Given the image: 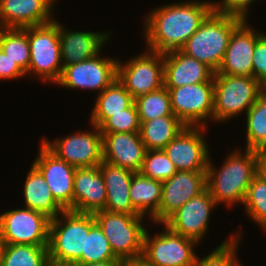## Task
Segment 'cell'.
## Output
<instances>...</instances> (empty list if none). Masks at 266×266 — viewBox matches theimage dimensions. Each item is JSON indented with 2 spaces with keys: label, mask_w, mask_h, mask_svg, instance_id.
I'll return each instance as SVG.
<instances>
[{
  "label": "cell",
  "mask_w": 266,
  "mask_h": 266,
  "mask_svg": "<svg viewBox=\"0 0 266 266\" xmlns=\"http://www.w3.org/2000/svg\"><path fill=\"white\" fill-rule=\"evenodd\" d=\"M189 0L157 7L145 18L147 50L161 54L180 50L214 10V1Z\"/></svg>",
  "instance_id": "6da1fadb"
},
{
  "label": "cell",
  "mask_w": 266,
  "mask_h": 266,
  "mask_svg": "<svg viewBox=\"0 0 266 266\" xmlns=\"http://www.w3.org/2000/svg\"><path fill=\"white\" fill-rule=\"evenodd\" d=\"M209 158L206 170V188L214 201L218 204H228L232 207L236 203H244L249 185L257 175L258 151L233 149L228 154L220 169L212 165Z\"/></svg>",
  "instance_id": "7a4b0ae2"
},
{
  "label": "cell",
  "mask_w": 266,
  "mask_h": 266,
  "mask_svg": "<svg viewBox=\"0 0 266 266\" xmlns=\"http://www.w3.org/2000/svg\"><path fill=\"white\" fill-rule=\"evenodd\" d=\"M244 19L220 13L215 9L201 23L198 30L180 49L185 55L218 70L233 31Z\"/></svg>",
  "instance_id": "3957f363"
},
{
  "label": "cell",
  "mask_w": 266,
  "mask_h": 266,
  "mask_svg": "<svg viewBox=\"0 0 266 266\" xmlns=\"http://www.w3.org/2000/svg\"><path fill=\"white\" fill-rule=\"evenodd\" d=\"M61 217V218H60ZM96 223L93 214L64 210L50 220L49 262L74 265L85 253L86 235Z\"/></svg>",
  "instance_id": "277c9868"
},
{
  "label": "cell",
  "mask_w": 266,
  "mask_h": 266,
  "mask_svg": "<svg viewBox=\"0 0 266 266\" xmlns=\"http://www.w3.org/2000/svg\"><path fill=\"white\" fill-rule=\"evenodd\" d=\"M265 89L254 77L214 74L213 121L224 122L247 112Z\"/></svg>",
  "instance_id": "5b68a950"
},
{
  "label": "cell",
  "mask_w": 266,
  "mask_h": 266,
  "mask_svg": "<svg viewBox=\"0 0 266 266\" xmlns=\"http://www.w3.org/2000/svg\"><path fill=\"white\" fill-rule=\"evenodd\" d=\"M108 239L114 255L120 260L139 259L143 254L145 216L99 211L93 214Z\"/></svg>",
  "instance_id": "8992f818"
},
{
  "label": "cell",
  "mask_w": 266,
  "mask_h": 266,
  "mask_svg": "<svg viewBox=\"0 0 266 266\" xmlns=\"http://www.w3.org/2000/svg\"><path fill=\"white\" fill-rule=\"evenodd\" d=\"M30 64L26 74L57 83L63 70L60 50L59 23L28 27Z\"/></svg>",
  "instance_id": "52a82bcc"
},
{
  "label": "cell",
  "mask_w": 266,
  "mask_h": 266,
  "mask_svg": "<svg viewBox=\"0 0 266 266\" xmlns=\"http://www.w3.org/2000/svg\"><path fill=\"white\" fill-rule=\"evenodd\" d=\"M160 225L165 229L156 236L146 230L142 258L152 266H194L197 255L193 248L199 244Z\"/></svg>",
  "instance_id": "ba28073f"
},
{
  "label": "cell",
  "mask_w": 266,
  "mask_h": 266,
  "mask_svg": "<svg viewBox=\"0 0 266 266\" xmlns=\"http://www.w3.org/2000/svg\"><path fill=\"white\" fill-rule=\"evenodd\" d=\"M130 59L118 60L117 79L134 99L164 86V54L145 50Z\"/></svg>",
  "instance_id": "9c48e42d"
},
{
  "label": "cell",
  "mask_w": 266,
  "mask_h": 266,
  "mask_svg": "<svg viewBox=\"0 0 266 266\" xmlns=\"http://www.w3.org/2000/svg\"><path fill=\"white\" fill-rule=\"evenodd\" d=\"M50 218L29 208L0 213V237L5 244L48 246Z\"/></svg>",
  "instance_id": "30bf717a"
},
{
  "label": "cell",
  "mask_w": 266,
  "mask_h": 266,
  "mask_svg": "<svg viewBox=\"0 0 266 266\" xmlns=\"http://www.w3.org/2000/svg\"><path fill=\"white\" fill-rule=\"evenodd\" d=\"M91 127V131H78L54 141L43 137L41 142L75 168L96 167L103 161V136L96 125Z\"/></svg>",
  "instance_id": "8fae6325"
},
{
  "label": "cell",
  "mask_w": 266,
  "mask_h": 266,
  "mask_svg": "<svg viewBox=\"0 0 266 266\" xmlns=\"http://www.w3.org/2000/svg\"><path fill=\"white\" fill-rule=\"evenodd\" d=\"M167 89L173 114L186 126L207 127L206 120H213L214 82Z\"/></svg>",
  "instance_id": "7c38bea8"
},
{
  "label": "cell",
  "mask_w": 266,
  "mask_h": 266,
  "mask_svg": "<svg viewBox=\"0 0 266 266\" xmlns=\"http://www.w3.org/2000/svg\"><path fill=\"white\" fill-rule=\"evenodd\" d=\"M91 57L63 67L62 74L56 84L68 89L97 90L100 94L117 79L116 58Z\"/></svg>",
  "instance_id": "4fadbf2b"
},
{
  "label": "cell",
  "mask_w": 266,
  "mask_h": 266,
  "mask_svg": "<svg viewBox=\"0 0 266 266\" xmlns=\"http://www.w3.org/2000/svg\"><path fill=\"white\" fill-rule=\"evenodd\" d=\"M208 127L185 126L164 148L177 171H206L210 158L205 136ZM206 130V131H205Z\"/></svg>",
  "instance_id": "5bb4252c"
},
{
  "label": "cell",
  "mask_w": 266,
  "mask_h": 266,
  "mask_svg": "<svg viewBox=\"0 0 266 266\" xmlns=\"http://www.w3.org/2000/svg\"><path fill=\"white\" fill-rule=\"evenodd\" d=\"M217 203L206 188L172 213L163 224L176 234L195 240L205 237L209 228V218Z\"/></svg>",
  "instance_id": "9a60e30c"
},
{
  "label": "cell",
  "mask_w": 266,
  "mask_h": 266,
  "mask_svg": "<svg viewBox=\"0 0 266 266\" xmlns=\"http://www.w3.org/2000/svg\"><path fill=\"white\" fill-rule=\"evenodd\" d=\"M206 189V171H177L162 182L158 213L151 219L163 223L172 213Z\"/></svg>",
  "instance_id": "2e32d148"
},
{
  "label": "cell",
  "mask_w": 266,
  "mask_h": 266,
  "mask_svg": "<svg viewBox=\"0 0 266 266\" xmlns=\"http://www.w3.org/2000/svg\"><path fill=\"white\" fill-rule=\"evenodd\" d=\"M33 165L41 172L55 201L73 211V182L75 167L58 158L42 142Z\"/></svg>",
  "instance_id": "e0dca14e"
},
{
  "label": "cell",
  "mask_w": 266,
  "mask_h": 266,
  "mask_svg": "<svg viewBox=\"0 0 266 266\" xmlns=\"http://www.w3.org/2000/svg\"><path fill=\"white\" fill-rule=\"evenodd\" d=\"M244 20L232 33L223 60L215 74L253 77L252 58L257 39L262 35Z\"/></svg>",
  "instance_id": "ac0fdd59"
},
{
  "label": "cell",
  "mask_w": 266,
  "mask_h": 266,
  "mask_svg": "<svg viewBox=\"0 0 266 266\" xmlns=\"http://www.w3.org/2000/svg\"><path fill=\"white\" fill-rule=\"evenodd\" d=\"M56 0H0V28H26L52 22Z\"/></svg>",
  "instance_id": "d6986e66"
},
{
  "label": "cell",
  "mask_w": 266,
  "mask_h": 266,
  "mask_svg": "<svg viewBox=\"0 0 266 266\" xmlns=\"http://www.w3.org/2000/svg\"><path fill=\"white\" fill-rule=\"evenodd\" d=\"M103 136V160L109 164L139 172L146 148L139 132L101 133Z\"/></svg>",
  "instance_id": "ffe728a7"
},
{
  "label": "cell",
  "mask_w": 266,
  "mask_h": 266,
  "mask_svg": "<svg viewBox=\"0 0 266 266\" xmlns=\"http://www.w3.org/2000/svg\"><path fill=\"white\" fill-rule=\"evenodd\" d=\"M106 186L99 166L76 168L73 182V211L94 214L106 206Z\"/></svg>",
  "instance_id": "44dd1931"
},
{
  "label": "cell",
  "mask_w": 266,
  "mask_h": 266,
  "mask_svg": "<svg viewBox=\"0 0 266 266\" xmlns=\"http://www.w3.org/2000/svg\"><path fill=\"white\" fill-rule=\"evenodd\" d=\"M215 71L180 50L164 53V86L175 88L201 82H214Z\"/></svg>",
  "instance_id": "7402d4cb"
},
{
  "label": "cell",
  "mask_w": 266,
  "mask_h": 266,
  "mask_svg": "<svg viewBox=\"0 0 266 266\" xmlns=\"http://www.w3.org/2000/svg\"><path fill=\"white\" fill-rule=\"evenodd\" d=\"M59 23V38L61 60L63 67L66 65L82 62L91 57L100 55L101 48L107 43L111 31L90 32L88 31H67Z\"/></svg>",
  "instance_id": "603a6c76"
},
{
  "label": "cell",
  "mask_w": 266,
  "mask_h": 266,
  "mask_svg": "<svg viewBox=\"0 0 266 266\" xmlns=\"http://www.w3.org/2000/svg\"><path fill=\"white\" fill-rule=\"evenodd\" d=\"M100 172L106 186V211L140 215L130 201L132 171L105 162L99 164Z\"/></svg>",
  "instance_id": "cb8c5ba5"
},
{
  "label": "cell",
  "mask_w": 266,
  "mask_h": 266,
  "mask_svg": "<svg viewBox=\"0 0 266 266\" xmlns=\"http://www.w3.org/2000/svg\"><path fill=\"white\" fill-rule=\"evenodd\" d=\"M25 208L56 218L64 209L55 201L41 172L32 164L23 185Z\"/></svg>",
  "instance_id": "d4e9b609"
},
{
  "label": "cell",
  "mask_w": 266,
  "mask_h": 266,
  "mask_svg": "<svg viewBox=\"0 0 266 266\" xmlns=\"http://www.w3.org/2000/svg\"><path fill=\"white\" fill-rule=\"evenodd\" d=\"M90 117V124L98 128L113 114L129 108L134 103L133 96L125 89L123 84L114 80L106 89L96 97Z\"/></svg>",
  "instance_id": "484cf974"
},
{
  "label": "cell",
  "mask_w": 266,
  "mask_h": 266,
  "mask_svg": "<svg viewBox=\"0 0 266 266\" xmlns=\"http://www.w3.org/2000/svg\"><path fill=\"white\" fill-rule=\"evenodd\" d=\"M130 201L137 212L153 218L159 211L162 198V182L134 172L130 185Z\"/></svg>",
  "instance_id": "4316f807"
},
{
  "label": "cell",
  "mask_w": 266,
  "mask_h": 266,
  "mask_svg": "<svg viewBox=\"0 0 266 266\" xmlns=\"http://www.w3.org/2000/svg\"><path fill=\"white\" fill-rule=\"evenodd\" d=\"M186 125L175 115L140 123V136L146 150H163Z\"/></svg>",
  "instance_id": "83f0119b"
},
{
  "label": "cell",
  "mask_w": 266,
  "mask_h": 266,
  "mask_svg": "<svg viewBox=\"0 0 266 266\" xmlns=\"http://www.w3.org/2000/svg\"><path fill=\"white\" fill-rule=\"evenodd\" d=\"M246 149H266V89L246 112Z\"/></svg>",
  "instance_id": "f1b7e54d"
},
{
  "label": "cell",
  "mask_w": 266,
  "mask_h": 266,
  "mask_svg": "<svg viewBox=\"0 0 266 266\" xmlns=\"http://www.w3.org/2000/svg\"><path fill=\"white\" fill-rule=\"evenodd\" d=\"M0 48L25 72L30 64L28 27L0 28Z\"/></svg>",
  "instance_id": "f546056e"
},
{
  "label": "cell",
  "mask_w": 266,
  "mask_h": 266,
  "mask_svg": "<svg viewBox=\"0 0 266 266\" xmlns=\"http://www.w3.org/2000/svg\"><path fill=\"white\" fill-rule=\"evenodd\" d=\"M48 246L5 244L2 266H47Z\"/></svg>",
  "instance_id": "4dcf8cb0"
},
{
  "label": "cell",
  "mask_w": 266,
  "mask_h": 266,
  "mask_svg": "<svg viewBox=\"0 0 266 266\" xmlns=\"http://www.w3.org/2000/svg\"><path fill=\"white\" fill-rule=\"evenodd\" d=\"M134 104L140 123L163 116L174 115L171 109L169 91L165 86L137 97L134 99Z\"/></svg>",
  "instance_id": "1f68e13d"
},
{
  "label": "cell",
  "mask_w": 266,
  "mask_h": 266,
  "mask_svg": "<svg viewBox=\"0 0 266 266\" xmlns=\"http://www.w3.org/2000/svg\"><path fill=\"white\" fill-rule=\"evenodd\" d=\"M122 261L118 259L104 236L102 229L95 223L86 235L85 253L74 264L75 266L85 265L94 262Z\"/></svg>",
  "instance_id": "d6a6232c"
},
{
  "label": "cell",
  "mask_w": 266,
  "mask_h": 266,
  "mask_svg": "<svg viewBox=\"0 0 266 266\" xmlns=\"http://www.w3.org/2000/svg\"><path fill=\"white\" fill-rule=\"evenodd\" d=\"M243 207L246 214L266 231V181L258 174L249 185Z\"/></svg>",
  "instance_id": "836d02e7"
},
{
  "label": "cell",
  "mask_w": 266,
  "mask_h": 266,
  "mask_svg": "<svg viewBox=\"0 0 266 266\" xmlns=\"http://www.w3.org/2000/svg\"><path fill=\"white\" fill-rule=\"evenodd\" d=\"M234 234L222 241L206 257L199 258L197 255L194 266H242L241 262H239L240 260L237 259L238 255L236 253L242 237L238 232Z\"/></svg>",
  "instance_id": "e575fe53"
},
{
  "label": "cell",
  "mask_w": 266,
  "mask_h": 266,
  "mask_svg": "<svg viewBox=\"0 0 266 266\" xmlns=\"http://www.w3.org/2000/svg\"><path fill=\"white\" fill-rule=\"evenodd\" d=\"M139 172L146 177L163 182L171 178L177 169L163 150H146Z\"/></svg>",
  "instance_id": "d590c367"
},
{
  "label": "cell",
  "mask_w": 266,
  "mask_h": 266,
  "mask_svg": "<svg viewBox=\"0 0 266 266\" xmlns=\"http://www.w3.org/2000/svg\"><path fill=\"white\" fill-rule=\"evenodd\" d=\"M99 129L101 133L139 132L140 122L135 104L110 116Z\"/></svg>",
  "instance_id": "8d00e7d4"
},
{
  "label": "cell",
  "mask_w": 266,
  "mask_h": 266,
  "mask_svg": "<svg viewBox=\"0 0 266 266\" xmlns=\"http://www.w3.org/2000/svg\"><path fill=\"white\" fill-rule=\"evenodd\" d=\"M253 77L266 88V34L256 41L252 58Z\"/></svg>",
  "instance_id": "74e56055"
},
{
  "label": "cell",
  "mask_w": 266,
  "mask_h": 266,
  "mask_svg": "<svg viewBox=\"0 0 266 266\" xmlns=\"http://www.w3.org/2000/svg\"><path fill=\"white\" fill-rule=\"evenodd\" d=\"M255 1L257 0H221V2L214 1V9L220 13H225L240 17L244 20H248V11L250 9L249 6Z\"/></svg>",
  "instance_id": "f35d334b"
},
{
  "label": "cell",
  "mask_w": 266,
  "mask_h": 266,
  "mask_svg": "<svg viewBox=\"0 0 266 266\" xmlns=\"http://www.w3.org/2000/svg\"><path fill=\"white\" fill-rule=\"evenodd\" d=\"M27 74L0 48V79L14 80Z\"/></svg>",
  "instance_id": "ab89813d"
},
{
  "label": "cell",
  "mask_w": 266,
  "mask_h": 266,
  "mask_svg": "<svg viewBox=\"0 0 266 266\" xmlns=\"http://www.w3.org/2000/svg\"><path fill=\"white\" fill-rule=\"evenodd\" d=\"M257 174L266 181V149L258 151V170Z\"/></svg>",
  "instance_id": "60d3db41"
},
{
  "label": "cell",
  "mask_w": 266,
  "mask_h": 266,
  "mask_svg": "<svg viewBox=\"0 0 266 266\" xmlns=\"http://www.w3.org/2000/svg\"><path fill=\"white\" fill-rule=\"evenodd\" d=\"M120 266H152L148 264L142 257L133 260H123Z\"/></svg>",
  "instance_id": "b9f144b4"
},
{
  "label": "cell",
  "mask_w": 266,
  "mask_h": 266,
  "mask_svg": "<svg viewBox=\"0 0 266 266\" xmlns=\"http://www.w3.org/2000/svg\"><path fill=\"white\" fill-rule=\"evenodd\" d=\"M122 261L94 262L80 266H120Z\"/></svg>",
  "instance_id": "7bdbcfd3"
},
{
  "label": "cell",
  "mask_w": 266,
  "mask_h": 266,
  "mask_svg": "<svg viewBox=\"0 0 266 266\" xmlns=\"http://www.w3.org/2000/svg\"><path fill=\"white\" fill-rule=\"evenodd\" d=\"M4 250H5V242L0 237V266H2Z\"/></svg>",
  "instance_id": "ee69618b"
},
{
  "label": "cell",
  "mask_w": 266,
  "mask_h": 266,
  "mask_svg": "<svg viewBox=\"0 0 266 266\" xmlns=\"http://www.w3.org/2000/svg\"><path fill=\"white\" fill-rule=\"evenodd\" d=\"M47 266H75V265L56 264V263L49 262Z\"/></svg>",
  "instance_id": "f6af8a7d"
}]
</instances>
